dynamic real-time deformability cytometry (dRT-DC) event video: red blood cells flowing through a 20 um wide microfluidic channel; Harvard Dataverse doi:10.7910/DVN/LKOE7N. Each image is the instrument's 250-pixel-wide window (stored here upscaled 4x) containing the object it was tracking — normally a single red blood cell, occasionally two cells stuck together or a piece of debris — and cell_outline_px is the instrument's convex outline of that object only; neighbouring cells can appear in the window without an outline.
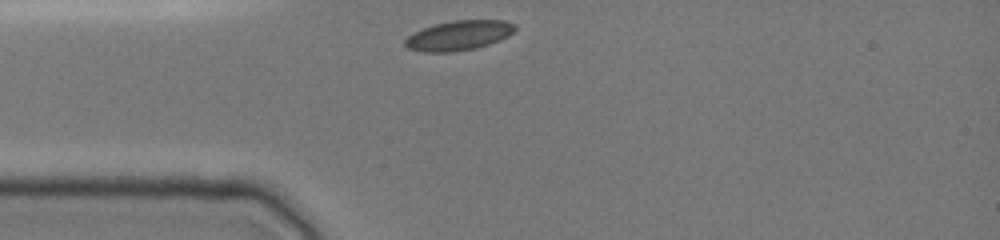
{"species": "common noctule bat (a hibernating species)", "species_latin": "Nyctalus noctula", "temperature_condition": "cold", "stored_images_in_passage": 29, "camera_frame_rate_fps": 3000, "um_per_image_px": 0.085, "animal": {"sex": "female", "body_mass_g": 19.0, "forearm_length_mm": 51.5}, "frame": {"image": 1, "passage_image": 1, "time_ms": 0.0, "image_size_px": [1000, 240], "cell_outline_px": [[516, 28], [508, 36], [500, 40], [476, 48], [452, 52], [424, 52], [408, 48], [404, 44], [404, 40], [408, 36], [424, 28], [436, 24], [452, 20], [504, 20], [516, 24]], "centroid_in_image_um": [39.02, 3.01], "position_along_channel_um": 46.0, "area_um2": 18.96}}
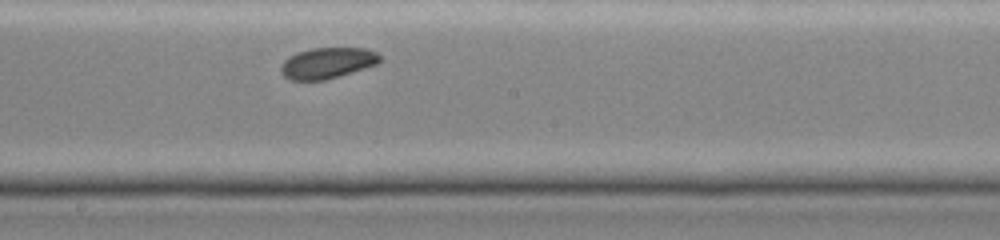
{"frame": {"image": 2, "passage_image": 15, "time_ms": 4.667, "image_size_px": [1000, 240], "cell_outline_px": [[384, 60], [376, 64], [364, 68], [324, 80], [292, 80], [284, 76], [280, 72], [280, 68], [284, 60], [288, 56], [296, 52], [312, 48], [364, 48], [376, 52]], "centroid_in_image_um": [27.81, 5.34], "position_along_channel_um": 220.4, "area_um2": 17.8}}
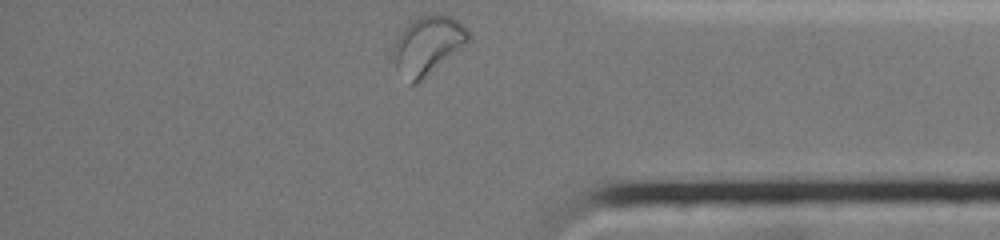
{"frame": {"image": 3, "passage_image": 29, "time_ms": 9.333, "image_size_px": [1000, 240], "cell_outline_px": [[472, 40], [468, 44], [416, 84], [408, 84], [396, 68], [392, 56], [392, 52], [396, 40], [400, 32], [416, 16], [436, 12], [452, 16], [468, 28], [472, 36]], "centroid_in_image_um": [36.4, 3.81], "position_along_channel_um": 398.8, "area_um2": 26.24}, "authors_computed_cell_mechanics": {"area_um2": 18.2648, "velocity_mm_per_s": 3.9462, "shape_relaxation_time_tau1_ms": 6.4409, "shape_relaxation_time_tau2_ms": 3.4352, "deformation_change_tau1": 0.0864, "deformation_change_tau2": 0.0686}}